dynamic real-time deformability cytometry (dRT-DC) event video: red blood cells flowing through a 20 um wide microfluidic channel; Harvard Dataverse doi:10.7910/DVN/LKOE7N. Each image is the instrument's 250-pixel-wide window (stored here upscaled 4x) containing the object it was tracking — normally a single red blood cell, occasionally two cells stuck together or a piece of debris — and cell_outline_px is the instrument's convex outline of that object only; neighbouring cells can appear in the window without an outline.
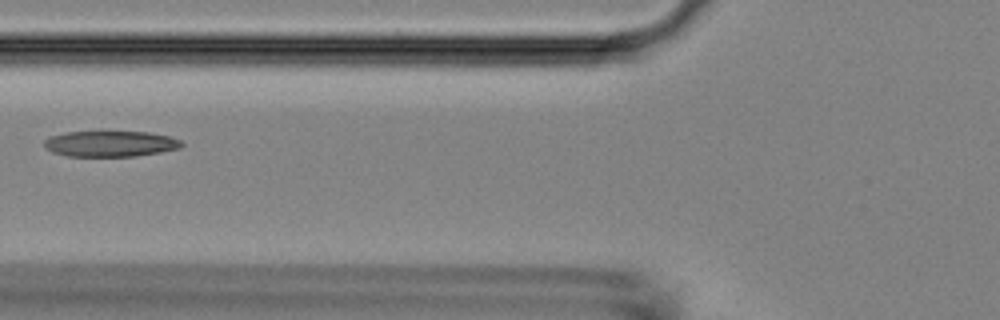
{"species": "Egyptian fruit bat (a non-hibernating species)", "species_latin": "Rousettus aegyptiacus", "temperature_condition": "room temperature", "stored_images_in_passage": 3, "camera_frame_rate_fps": 3000, "um_per_image_px": 0.085, "animal": {"sex": "female"}, "frame": {"image": 1, "passage_image": 3, "time_ms": 2.333, "image_size_px": [1000, 320], "cell_outline_px": [[184, 144], [180, 148], [160, 152], [136, 156], [68, 156], [52, 152], [44, 144], [44, 140], [48, 136], [64, 132], [148, 132], [168, 136], [180, 140]], "centroid_in_image_um": [9.37, 12.22], "position_along_channel_um": 116.4, "area_um2": 20.58}}